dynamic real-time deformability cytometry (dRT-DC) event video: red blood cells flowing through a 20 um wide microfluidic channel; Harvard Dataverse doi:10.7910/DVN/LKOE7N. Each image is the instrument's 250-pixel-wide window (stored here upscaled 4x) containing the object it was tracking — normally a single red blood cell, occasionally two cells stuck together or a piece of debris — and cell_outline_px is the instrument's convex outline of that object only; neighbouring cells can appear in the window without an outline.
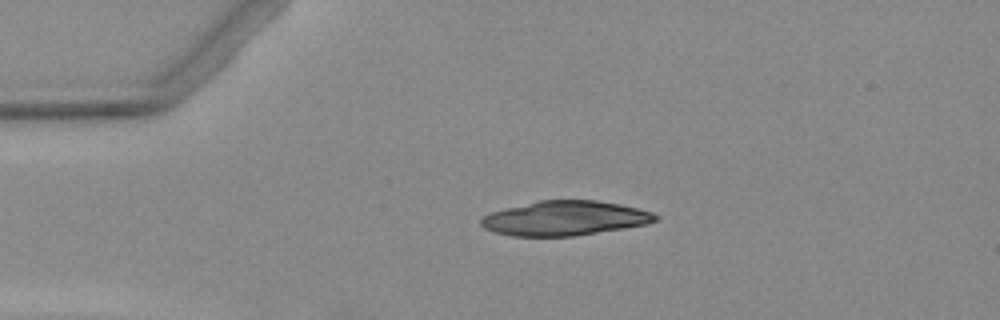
{"species": "Egyptian fruit bat (a non-hibernating species)", "species_latin": "Rousettus aegyptiacus", "temperature_condition": "warm", "stored_images_in_passage": 3, "camera_frame_rate_fps": 3000, "um_per_image_px": 0.085, "animal": {"sex": "female"}, "frame": {"image": 1, "passage_image": 1, "time_ms": 0.0, "image_size_px": [1000, 320], "cell_outline_px": [[660, 216], [656, 220], [648, 224], [624, 228], [572, 236], [512, 236], [492, 232], [484, 228], [480, 224], [480, 220], [484, 216], [492, 212], [540, 200], [596, 200], [620, 204], [652, 212]], "centroid_in_image_um": [48.02, 18.55], "position_along_channel_um": 37.0, "area_um2": 34.91}}